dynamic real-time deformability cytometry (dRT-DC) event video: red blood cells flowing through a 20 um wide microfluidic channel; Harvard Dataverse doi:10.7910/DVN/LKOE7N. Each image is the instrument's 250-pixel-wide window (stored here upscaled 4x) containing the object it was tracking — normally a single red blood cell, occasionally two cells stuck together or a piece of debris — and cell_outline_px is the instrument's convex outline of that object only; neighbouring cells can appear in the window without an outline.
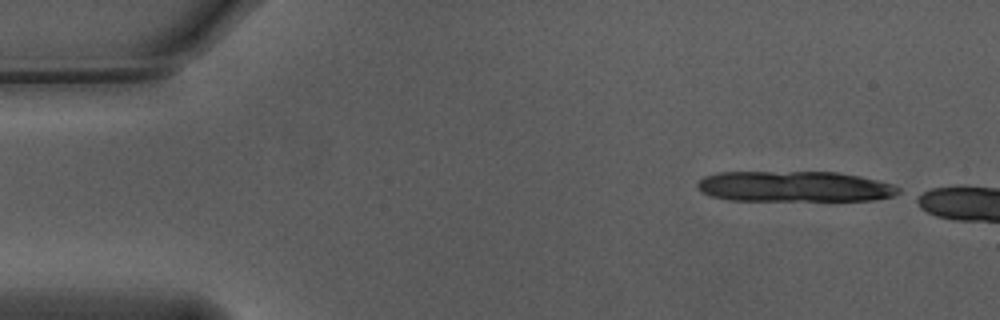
{"species": "Egyptian fruit bat (a non-hibernating species)", "species_latin": "Rousettus aegyptiacus", "temperature_condition": "warm", "stored_images_in_passage": 6, "camera_frame_rate_fps": 3000, "um_per_image_px": 0.085, "animal": {"sex": "male"}, "frame": {"image": 1, "passage_image": 1, "time_ms": 0.0, "image_size_px": [1000, 320], "cell_outline_px": [[900, 192], [892, 196], [872, 200], [728, 200], [712, 196], [696, 188], [696, 184], [704, 176], [720, 172], [836, 172], [860, 176], [892, 184], [900, 188]], "centroid_in_image_um": [67.51, 15.85], "position_along_channel_um": 17.5, "area_um2": 35.78}}